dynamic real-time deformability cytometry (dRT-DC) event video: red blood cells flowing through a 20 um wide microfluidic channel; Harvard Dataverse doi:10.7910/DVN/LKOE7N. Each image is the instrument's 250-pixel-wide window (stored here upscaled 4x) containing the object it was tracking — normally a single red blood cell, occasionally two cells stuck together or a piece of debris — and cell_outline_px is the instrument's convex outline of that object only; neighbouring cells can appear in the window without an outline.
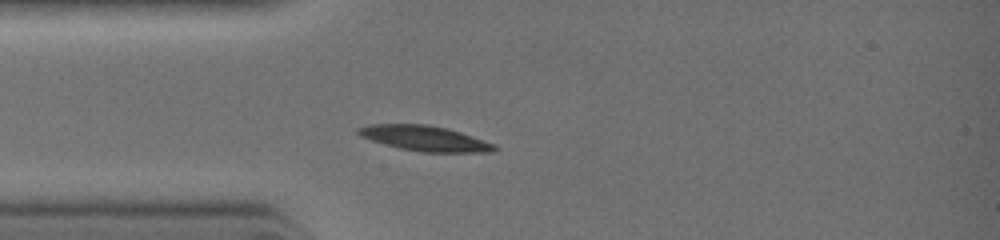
{"species": "common noctule bat (a hibernating species)", "species_latin": "Nyctalus noctula", "temperature_condition": "warm", "stored_images_in_passage": 28, "camera_frame_rate_fps": 3000, "um_per_image_px": 0.085, "animal": {"sex": "female", "body_mass_g": 19.0, "forearm_length_mm": 51.5}, "frame": {"image": 1, "passage_image": 8, "time_ms": 2.333, "image_size_px": [1000, 240], "cell_outline_px": [[500, 148], [492, 152], [420, 152], [400, 148], [372, 140], [360, 136], [356, 132], [356, 128], [368, 124], [428, 124], [448, 128], [496, 144]], "centroid_in_image_um": [36.13, 11.75], "position_along_channel_um": 48.9, "area_um2": 20.11}}
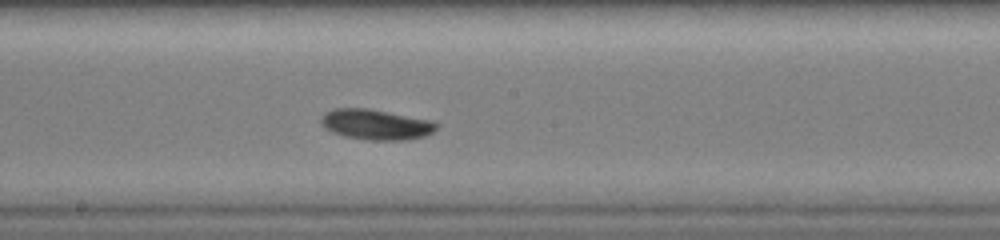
{"frame": {"image": 2, "passage_image": 17, "time_ms": 5.333, "image_size_px": [1000, 240], "cell_outline_px": [[440, 124], [432, 132], [424, 136], [404, 140], [364, 140], [344, 136], [332, 132], [320, 124], [320, 116], [324, 112], [336, 108], [368, 108], [436, 120]], "centroid_in_image_um": [31.97, 10.57], "position_along_channel_um": 216.2, "area_um2": 20.87}}
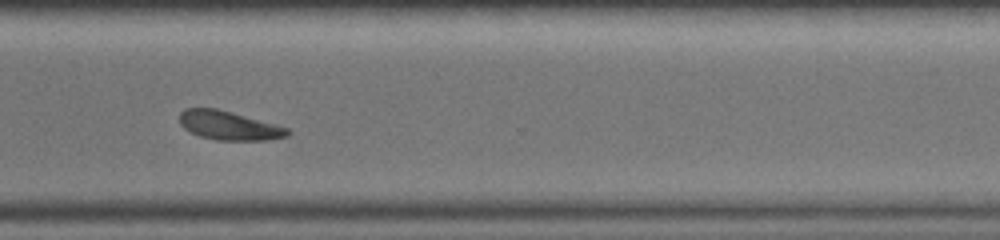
{"frame": {"image": 3, "passage_image": 24, "time_ms": 7.667, "image_size_px": [1000, 240], "cell_outline_px": [[292, 132], [288, 136], [268, 140], [216, 140], [200, 136], [184, 128], [180, 124], [180, 112], [184, 108], [216, 108], [232, 112], [276, 124], [288, 128]], "centroid_in_image_um": [19.48, 10.67], "position_along_channel_um": 351.1, "area_um2": 18.21}}